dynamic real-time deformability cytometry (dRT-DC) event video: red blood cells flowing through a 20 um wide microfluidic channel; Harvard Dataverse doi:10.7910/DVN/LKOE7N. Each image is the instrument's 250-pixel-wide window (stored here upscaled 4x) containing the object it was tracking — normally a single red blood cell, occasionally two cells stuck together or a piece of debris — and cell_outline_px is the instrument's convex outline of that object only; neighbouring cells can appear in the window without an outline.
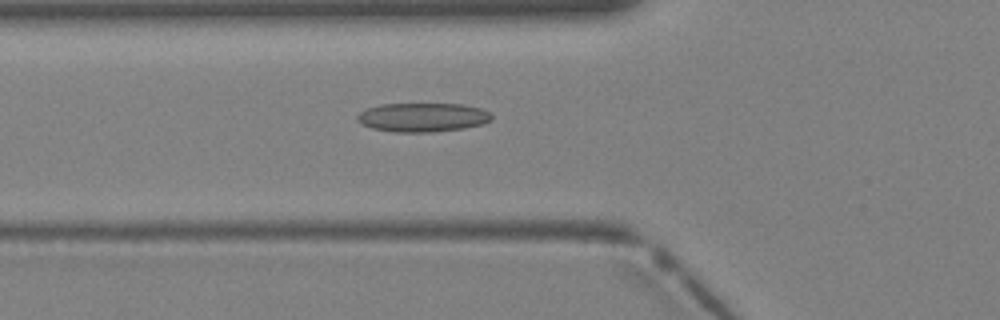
{"species": "Egyptian fruit bat (a non-hibernating species)", "species_latin": "Rousettus aegyptiacus", "temperature_condition": "warm", "stored_images_in_passage": 5, "camera_frame_rate_fps": 3000, "um_per_image_px": 0.085, "animal": {"sex": "female"}, "frame": {"image": 1, "passage_image": 5, "time_ms": 1.333, "image_size_px": [1000, 320], "cell_outline_px": [[492, 120], [484, 124], [464, 128], [432, 132], [392, 132], [372, 128], [360, 124], [356, 120], [356, 116], [360, 112], [368, 108], [380, 104], [464, 104], [480, 108], [488, 112], [492, 116]], "centroid_in_image_um": [35.91, 9.98], "position_along_channel_um": 89.9, "area_um2": 22.83}}